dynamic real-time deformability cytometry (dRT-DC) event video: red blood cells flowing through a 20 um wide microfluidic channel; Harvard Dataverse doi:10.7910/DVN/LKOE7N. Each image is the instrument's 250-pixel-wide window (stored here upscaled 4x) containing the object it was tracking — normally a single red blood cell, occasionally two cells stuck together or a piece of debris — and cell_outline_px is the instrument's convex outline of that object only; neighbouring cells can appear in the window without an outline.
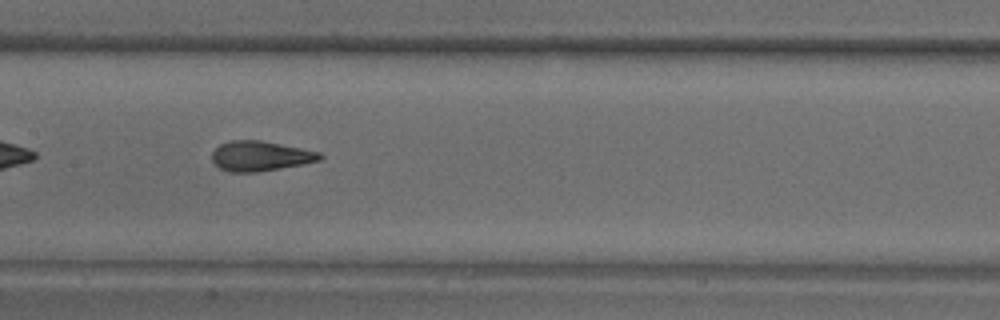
{"species": "common noctule bat (a hibernating species)", "species_latin": "Nyctalus noctula", "temperature_condition": "warm", "stored_images_in_passage": 50, "camera_frame_rate_fps": 3000, "um_per_image_px": 0.085, "animal": {"sex": "male", "body_mass_g": 18.8}, "frame": {"image": 1, "passage_image": 15, "time_ms": 4.667, "image_size_px": [1000, 320], "cell_outline_px": [[324, 156], [320, 160], [304, 164], [256, 172], [228, 172], [220, 168], [212, 160], [212, 152], [220, 144], [228, 140], [260, 140], [320, 152]], "centroid_in_image_um": [22.11, 13.26], "position_along_channel_um": 185.3, "area_um2": 18.79}}